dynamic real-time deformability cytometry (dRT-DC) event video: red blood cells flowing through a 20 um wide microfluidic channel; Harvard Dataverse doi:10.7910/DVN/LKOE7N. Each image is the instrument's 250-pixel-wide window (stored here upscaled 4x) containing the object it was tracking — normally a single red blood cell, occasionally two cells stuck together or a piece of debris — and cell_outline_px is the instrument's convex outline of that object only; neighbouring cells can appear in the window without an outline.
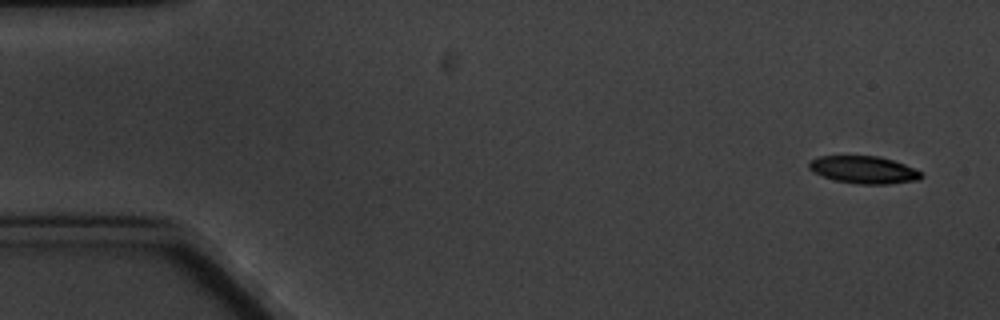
{"species": "common noctule bat (a hibernating species)", "species_latin": "Nyctalus noctula", "temperature_condition": "cold", "stored_images_in_passage": 10, "camera_frame_rate_fps": 3000, "um_per_image_px": 0.085, "animal": {"sex": "male", "body_mass_g": 20.1, "forearm_length_mm": 53.5}, "frame": {"image": 1, "passage_image": 1, "time_ms": 0.0, "image_size_px": [1000, 320], "cell_outline_px": [[924, 176], [920, 180], [888, 184], [856, 184], [836, 180], [812, 172], [808, 168], [808, 164], [816, 156], [876, 156], [892, 160], [904, 164], [920, 172]], "centroid_in_image_um": [73.41, 14.44], "position_along_channel_um": 11.6, "area_um2": 17.86}}
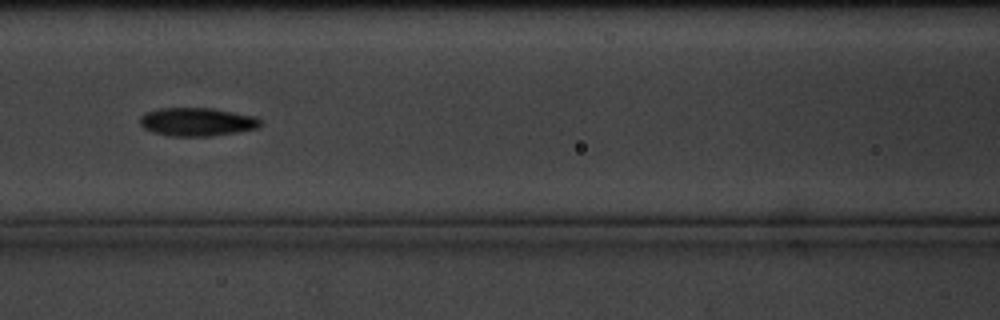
{"frame": {"image": 2, "passage_image": 7, "time_ms": 7.667, "image_size_px": [1000, 320], "cell_outline_px": [[264, 124], [260, 128], [212, 136], [168, 136], [152, 132], [144, 128], [140, 124], [140, 116], [148, 112], [160, 108], [212, 108], [256, 116]], "centroid_in_image_um": [16.79, 10.36], "position_along_channel_um": 149.8, "area_um2": 20.06}}
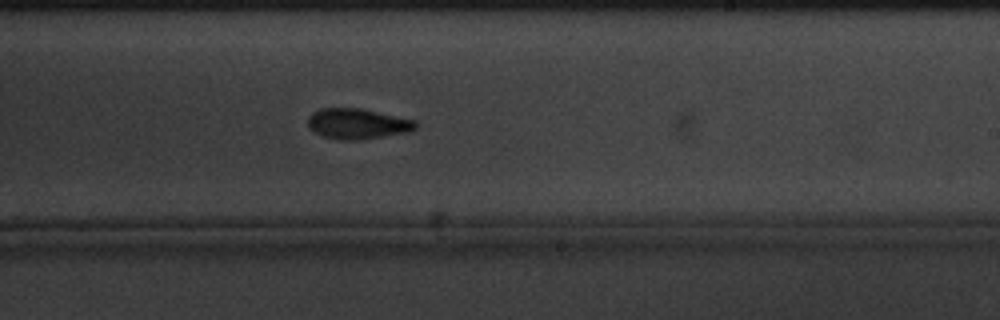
{"frame": {"image": 3, "passage_image": 10, "time_ms": 11.0, "image_size_px": [1000, 320], "cell_outline_px": [[420, 124], [412, 132], [360, 140], [340, 140], [324, 136], [308, 128], [308, 116], [312, 112], [320, 108], [364, 108], [416, 120]], "centroid_in_image_um": [30.45, 10.51], "position_along_channel_um": 258.6, "area_um2": 19.59}}